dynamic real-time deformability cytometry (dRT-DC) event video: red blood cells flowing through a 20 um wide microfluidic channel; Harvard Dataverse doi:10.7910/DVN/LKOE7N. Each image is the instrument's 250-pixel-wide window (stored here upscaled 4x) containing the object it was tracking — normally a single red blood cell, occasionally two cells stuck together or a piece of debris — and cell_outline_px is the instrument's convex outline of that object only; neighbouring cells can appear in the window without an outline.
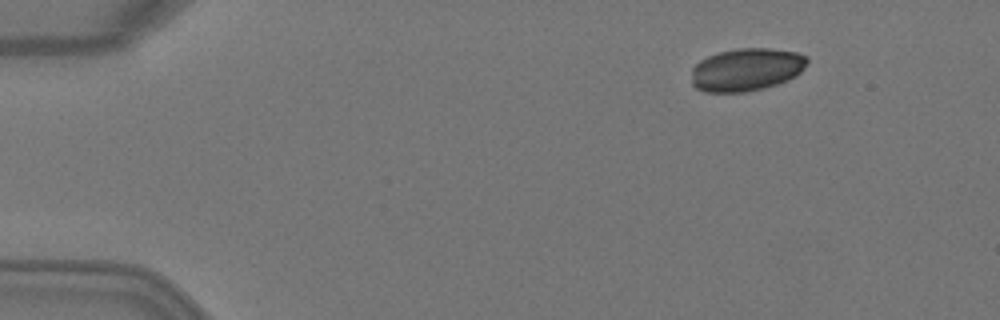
{"species": "Egyptian fruit bat (a non-hibernating species)", "species_latin": "Rousettus aegyptiacus", "temperature_condition": "warm", "stored_images_in_passage": 5, "camera_frame_rate_fps": 3000, "um_per_image_px": 0.085, "animal": {"sex": "female"}, "frame": {"image": 1, "passage_image": 2, "time_ms": 0.333, "image_size_px": [1000, 320], "cell_outline_px": [[808, 60], [804, 68], [796, 76], [776, 84], [764, 88], [748, 92], [704, 92], [696, 88], [692, 84], [692, 68], [700, 60], [708, 56], [720, 52], [736, 48], [768, 48], [796, 52], [808, 56]], "centroid_in_image_um": [63.44, 5.91], "position_along_channel_um": 21.6, "area_um2": 28.96}}
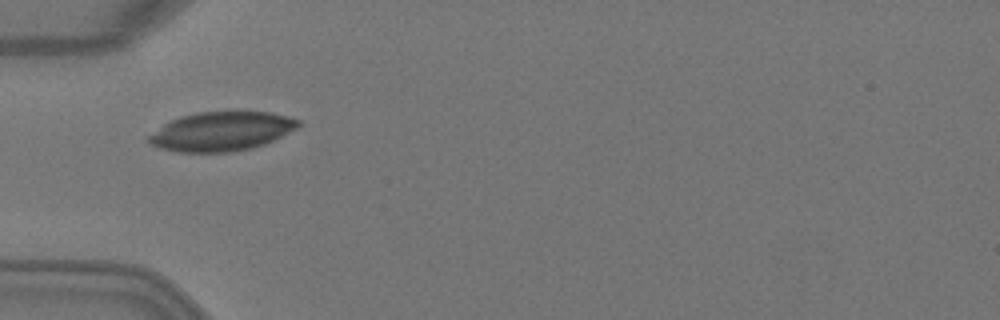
{"frame": {"image": 2, "passage_image": 5, "time_ms": 1.333, "image_size_px": [1000, 320], "cell_outline_px": [[300, 124], [296, 128], [264, 144], [252, 148], [228, 152], [176, 152], [160, 148], [144, 140], [148, 136], [164, 124], [180, 116], [196, 112], [240, 108], [272, 112], [288, 116], [300, 120]], "centroid_in_image_um": [18.84, 11.11], "position_along_channel_um": 66.2, "area_um2": 34.97}}